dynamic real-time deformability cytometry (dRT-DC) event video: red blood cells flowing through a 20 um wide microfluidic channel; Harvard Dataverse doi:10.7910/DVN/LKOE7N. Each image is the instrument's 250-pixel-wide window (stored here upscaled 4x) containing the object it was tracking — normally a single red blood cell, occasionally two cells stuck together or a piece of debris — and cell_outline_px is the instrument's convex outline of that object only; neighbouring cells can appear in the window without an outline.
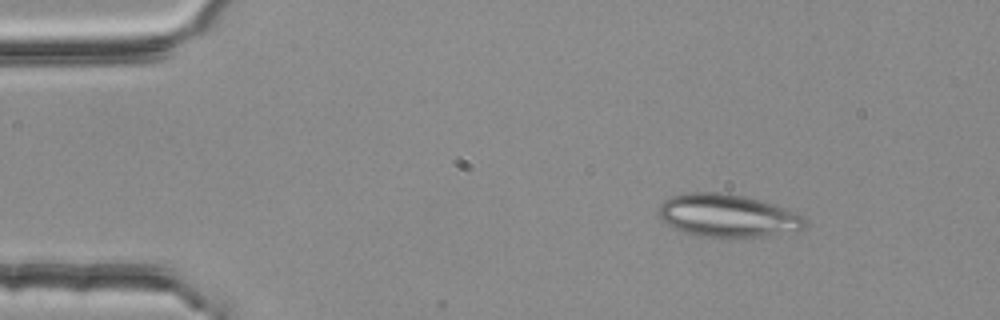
{"species": "common noctule bat (a hibernating species)", "species_latin": "Nyctalus noctula", "temperature_condition": "room temperature", "stored_images_in_passage": 3, "camera_frame_rate_fps": 3000, "um_per_image_px": 0.085, "animal": {"sex": "female", "body_mass_g": 25.1}, "frame": {"image": 1, "passage_image": 1, "time_ms": 0.0, "image_size_px": [1000, 320], "cell_outline_px": [[808, 224], [800, 228], [760, 236], [724, 240], [696, 236], [672, 228], [656, 212], [660, 204], [664, 200], [672, 196], [692, 192], [728, 192], [760, 200], [784, 208], [804, 216], [808, 220]], "centroid_in_image_um": [61.78, 18.34], "position_along_channel_um": 23.2, "area_um2": 36.93}}